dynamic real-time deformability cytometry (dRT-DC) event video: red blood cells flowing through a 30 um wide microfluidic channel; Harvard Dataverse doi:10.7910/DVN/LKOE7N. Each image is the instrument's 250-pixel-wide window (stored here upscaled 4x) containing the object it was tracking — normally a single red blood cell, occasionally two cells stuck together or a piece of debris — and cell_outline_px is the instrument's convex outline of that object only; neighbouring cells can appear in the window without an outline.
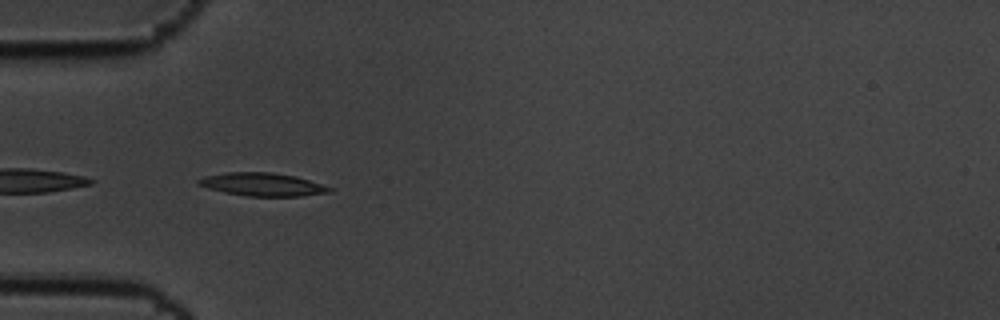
{"species": "common noctule bat (a hibernating species)", "species_latin": "Nyctalus noctula", "temperature_condition": "cold", "stored_images_in_passage": 7, "camera_frame_rate_fps": 3000, "um_per_image_px": 0.085, "animal": {"sex": "male", "body_mass_g": 19.5, "forearm_length_mm": 54.6}, "frame": {"image": 1, "passage_image": 1, "time_ms": 0.0, "image_size_px": [1000, 320], "cell_outline_px": [[336, 188], [332, 192], [300, 196], [248, 196], [224, 192], [208, 188], [196, 184], [196, 180], [204, 176], [228, 172], [272, 172], [296, 176]], "centroid_in_image_um": [22.34, 15.67], "position_along_channel_um": 62.7, "area_um2": 17.8}}
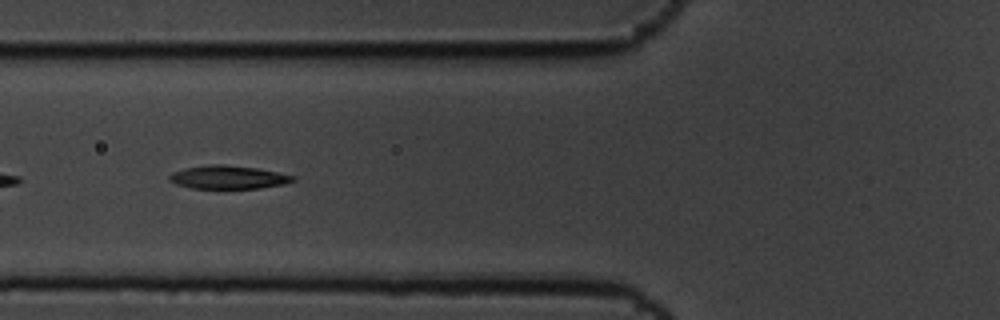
{"frame": {"image": 2, "passage_image": 5, "time_ms": 1.333, "image_size_px": [1000, 320], "cell_outline_px": [[296, 180], [284, 184], [260, 188], [192, 188], [176, 184], [168, 180], [168, 176], [172, 172], [184, 168], [208, 164], [224, 164], [256, 168], [296, 176]], "centroid_in_image_um": [19.37, 15.06], "position_along_channel_um": 106.4, "area_um2": 16.82}}